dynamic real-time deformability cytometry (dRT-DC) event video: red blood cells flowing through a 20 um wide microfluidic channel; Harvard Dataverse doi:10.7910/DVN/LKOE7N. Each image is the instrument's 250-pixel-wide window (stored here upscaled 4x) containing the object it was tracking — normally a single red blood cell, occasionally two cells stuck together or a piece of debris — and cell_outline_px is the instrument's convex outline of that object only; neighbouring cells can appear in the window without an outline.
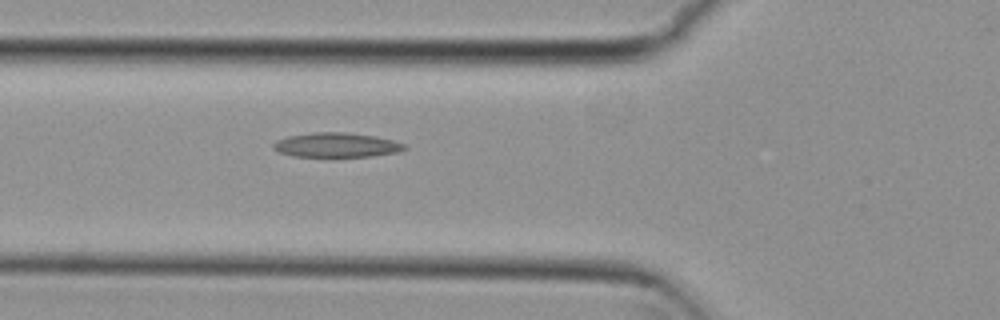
{"species": "common noctule bat (a hibernating species)", "species_latin": "Nyctalus noctula", "temperature_condition": "cold", "stored_images_in_passage": 6, "camera_frame_rate_fps": 3000, "um_per_image_px": 0.085, "animal": {"sex": "female", "body_mass_g": 29.2, "forearm_length_mm": 56.3}, "frame": {"image": 1, "passage_image": 6, "time_ms": 1.667, "image_size_px": [1000, 320], "cell_outline_px": [[408, 148], [400, 152], [372, 156], [292, 156], [280, 152], [272, 148], [272, 144], [276, 140], [288, 136], [312, 132], [344, 132], [376, 136], [392, 140], [404, 144]], "centroid_in_image_um": [28.6, 12.32], "position_along_channel_um": 97.2, "area_um2": 18.73}}